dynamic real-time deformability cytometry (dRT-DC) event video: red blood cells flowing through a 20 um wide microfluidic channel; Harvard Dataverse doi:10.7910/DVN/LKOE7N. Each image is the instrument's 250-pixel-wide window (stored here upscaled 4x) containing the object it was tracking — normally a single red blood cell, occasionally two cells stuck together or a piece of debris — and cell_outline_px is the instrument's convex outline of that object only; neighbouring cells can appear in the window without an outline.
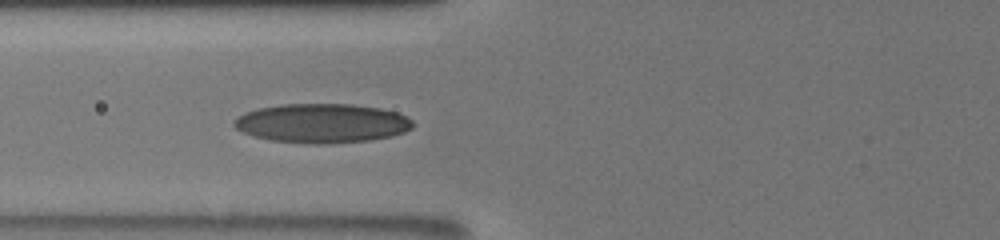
{"species": "human", "species_latin": "Homo sapiens", "temperature_condition": "room temperature", "stored_images_in_passage": 10, "camera_frame_rate_fps": 3000, "um_per_image_px": 0.085, "donor": {"sex": "male"}, "frame": {"image": 1, "passage_image": 10, "time_ms": 4.333, "image_size_px": [1000, 240], "cell_outline_px": [[412, 128], [404, 132], [392, 136], [368, 140], [320, 144], [316, 144], [272, 140], [256, 136], [244, 132], [236, 128], [232, 124], [232, 120], [244, 112], [256, 108], [280, 104], [352, 104], [380, 108], [396, 112], [408, 116], [412, 120]], "centroid_in_image_um": [27.36, 10.46], "position_along_channel_um": 98.4, "area_um2": 40.81}}